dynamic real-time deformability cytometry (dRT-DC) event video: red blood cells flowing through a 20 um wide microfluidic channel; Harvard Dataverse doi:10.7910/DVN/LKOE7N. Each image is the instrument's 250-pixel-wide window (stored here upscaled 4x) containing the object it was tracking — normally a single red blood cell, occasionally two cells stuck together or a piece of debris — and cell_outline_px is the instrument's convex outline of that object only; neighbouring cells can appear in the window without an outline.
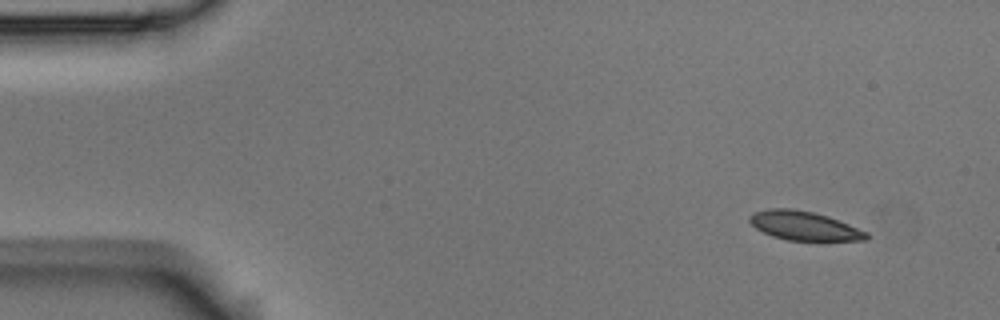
{"species": "Egyptian fruit bat (a non-hibernating species)", "species_latin": "Rousettus aegyptiacus", "temperature_condition": "room temperature", "stored_images_in_passage": 4, "camera_frame_rate_fps": 3000, "um_per_image_px": 0.085, "animal": {"sex": "male"}, "frame": {"image": 1, "passage_image": 1, "time_ms": 0.0, "image_size_px": [1000, 320], "cell_outline_px": [[868, 240], [788, 240], [772, 236], [756, 228], [748, 220], [748, 216], [756, 212], [768, 208], [792, 208], [812, 212], [828, 216], [868, 232]], "centroid_in_image_um": [68.33, 19.18], "position_along_channel_um": 16.7, "area_um2": 19.54}}
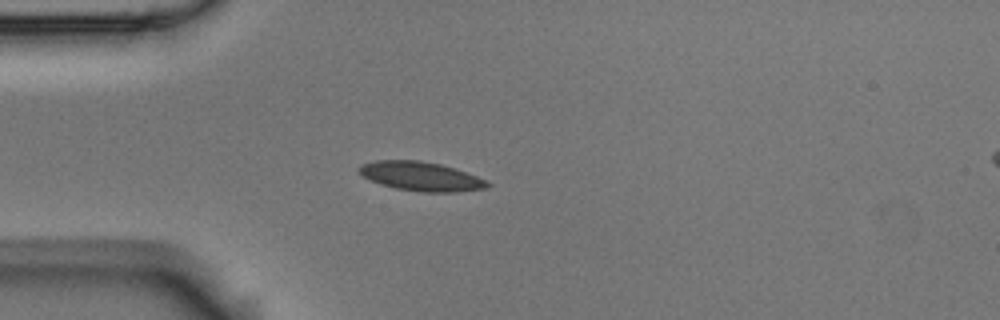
{"frame": {"image": 2, "passage_image": 4, "time_ms": 1.0, "image_size_px": [1000, 320], "cell_outline_px": [[492, 184], [488, 188], [456, 192], [424, 192], [396, 188], [380, 184], [364, 176], [356, 168], [360, 164], [376, 160], [420, 160], [440, 164], [488, 180]], "centroid_in_image_um": [35.79, 14.99], "position_along_channel_um": 49.2, "area_um2": 21.68}}